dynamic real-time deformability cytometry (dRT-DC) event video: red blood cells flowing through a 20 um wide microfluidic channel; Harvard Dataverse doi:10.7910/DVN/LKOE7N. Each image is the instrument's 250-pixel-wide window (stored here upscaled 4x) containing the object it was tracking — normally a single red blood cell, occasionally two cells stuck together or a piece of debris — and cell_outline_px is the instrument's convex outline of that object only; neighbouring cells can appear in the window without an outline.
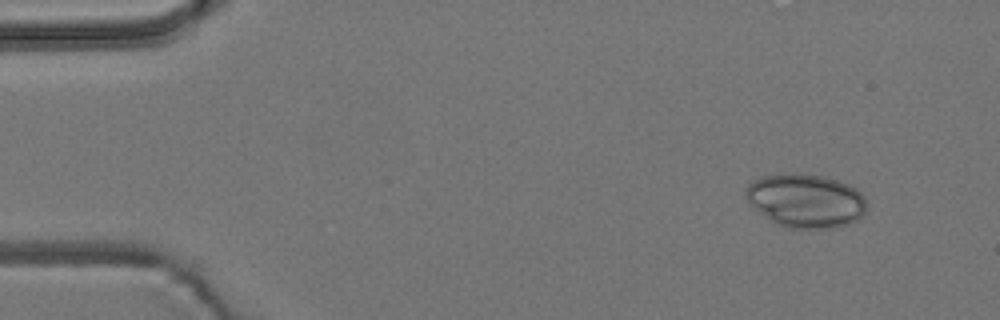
{"species": "common noctule bat (a hibernating species)", "species_latin": "Nyctalus noctula", "temperature_condition": "room temperature", "stored_images_in_passage": 4, "camera_frame_rate_fps": 3000, "um_per_image_px": 0.085, "animal": {"sex": "male", "body_mass_g": 19.2, "forearm_length_mm": 51.8}, "frame": {"image": 1, "passage_image": 1, "time_ms": 0.0, "image_size_px": [1000, 320], "cell_outline_px": [[864, 212], [856, 220], [848, 224], [836, 228], [788, 228], [776, 224], [748, 204], [744, 192], [748, 184], [764, 176], [824, 176], [848, 184], [856, 188], [864, 196]], "centroid_in_image_um": [68.47, 17.11], "position_along_channel_um": 16.5, "area_um2": 36.99}}